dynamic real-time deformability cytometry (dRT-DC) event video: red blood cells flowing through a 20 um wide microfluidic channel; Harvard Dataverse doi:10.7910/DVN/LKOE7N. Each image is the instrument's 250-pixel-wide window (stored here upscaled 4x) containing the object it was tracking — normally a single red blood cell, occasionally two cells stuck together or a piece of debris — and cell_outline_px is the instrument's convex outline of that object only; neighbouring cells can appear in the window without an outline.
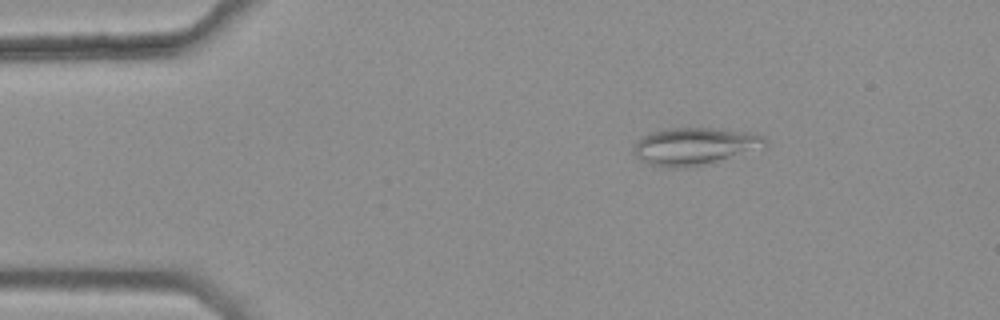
{"species": "common noctule bat (a hibernating species)", "species_latin": "Nyctalus noctula", "temperature_condition": "warm", "stored_images_in_passage": 4, "camera_frame_rate_fps": 3000, "um_per_image_px": 0.085, "animal": {"sex": "female", "body_mass_g": 25.1}, "frame": {"image": 1, "passage_image": 2, "time_ms": 0.333, "image_size_px": [1000, 320], "cell_outline_px": [[768, 148], [692, 168], [664, 168], [648, 164], [640, 160], [632, 152], [632, 148], [644, 136], [652, 132], [668, 128], [720, 128], [756, 132], [764, 136], [768, 140]], "centroid_in_image_um": [59.16, 12.44], "position_along_channel_um": 25.8, "area_um2": 29.59}}